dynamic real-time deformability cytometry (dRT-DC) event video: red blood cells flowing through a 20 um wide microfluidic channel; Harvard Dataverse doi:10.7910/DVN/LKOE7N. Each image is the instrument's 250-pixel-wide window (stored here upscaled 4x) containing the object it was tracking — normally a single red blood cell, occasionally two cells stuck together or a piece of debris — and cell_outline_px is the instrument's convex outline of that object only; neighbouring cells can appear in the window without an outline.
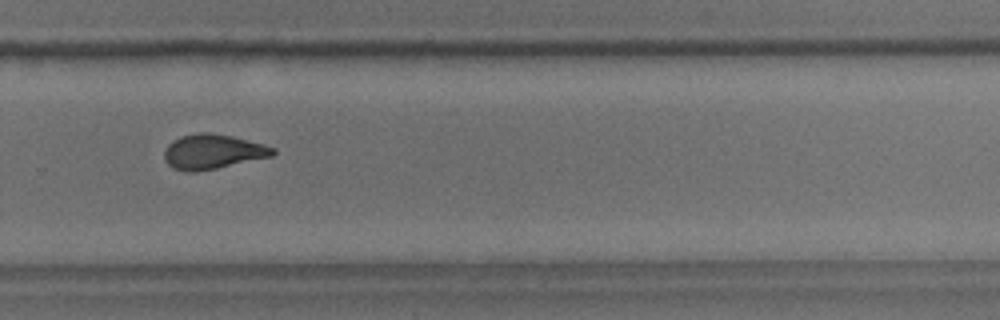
{"species": "common noctule bat (a hibernating species)", "species_latin": "Nyctalus noctula", "temperature_condition": "room temperature", "stored_images_in_passage": 13, "camera_frame_rate_fps": 3000, "um_per_image_px": 0.085, "animal": {"sex": "male", "body_mass_g": 18.8}, "frame": {"image": 1, "passage_image": 10, "time_ms": 11.333, "image_size_px": [1000, 320], "cell_outline_px": [[276, 152], [272, 156], [216, 168], [196, 172], [184, 172], [172, 168], [164, 160], [164, 152], [168, 144], [172, 140], [180, 136], [200, 132], [208, 132], [232, 136], [264, 144], [276, 148]], "centroid_in_image_um": [18.06, 12.89], "position_along_channel_um": 311.7, "area_um2": 22.08}}
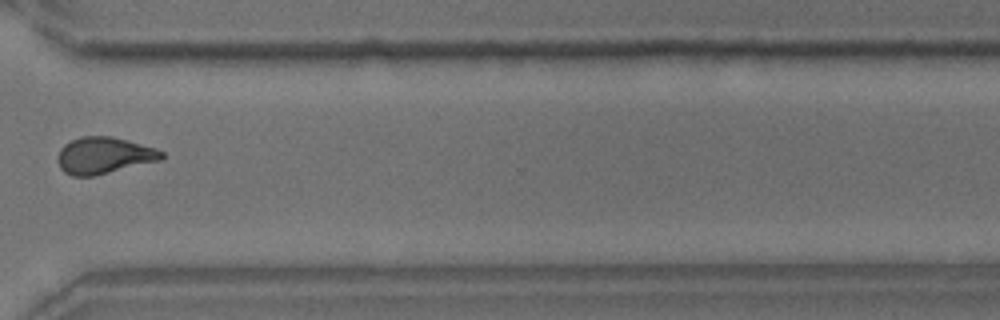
{"frame": {"image": 2, "passage_image": 11, "time_ms": 12.667, "image_size_px": [1000, 320], "cell_outline_px": [[164, 156], [160, 160], [92, 176], [72, 176], [64, 172], [60, 168], [56, 160], [60, 148], [64, 144], [80, 136], [112, 136], [156, 148], [164, 152]], "centroid_in_image_um": [8.8, 13.2], "position_along_channel_um": 361.8, "area_um2": 22.14}}